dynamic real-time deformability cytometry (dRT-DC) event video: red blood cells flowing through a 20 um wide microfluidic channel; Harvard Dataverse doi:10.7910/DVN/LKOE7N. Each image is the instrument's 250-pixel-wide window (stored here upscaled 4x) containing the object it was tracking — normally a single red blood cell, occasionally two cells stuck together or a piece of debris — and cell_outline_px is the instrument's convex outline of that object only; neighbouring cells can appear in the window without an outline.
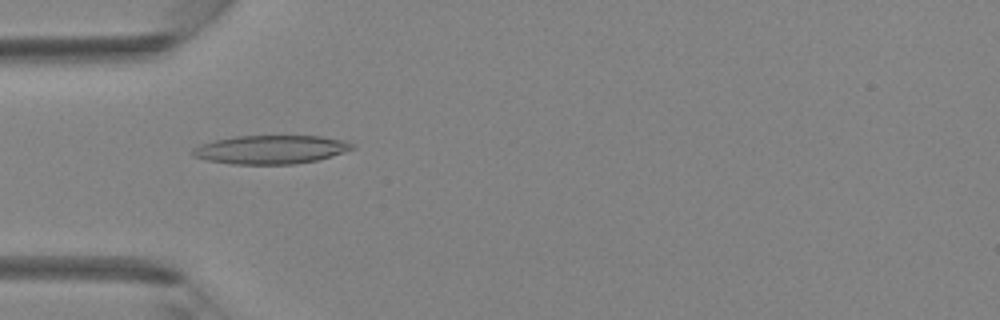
{"species": "Egyptian fruit bat (a non-hibernating species)", "species_latin": "Rousettus aegyptiacus", "temperature_condition": "room temperature", "stored_images_in_passage": 42, "camera_frame_rate_fps": 3000, "um_per_image_px": 0.085, "animal": {"sex": "female"}, "frame": {"image": 1, "passage_image": 13, "time_ms": 4.0, "image_size_px": [1000, 320], "cell_outline_px": [[356, 148], [344, 152], [316, 160], [292, 164], [232, 164], [208, 160], [192, 156], [192, 148], [200, 144], [216, 140], [236, 136], [320, 136], [344, 140], [352, 144]], "centroid_in_image_um": [23.0, 12.71], "position_along_channel_um": 62.0, "area_um2": 26.41}}
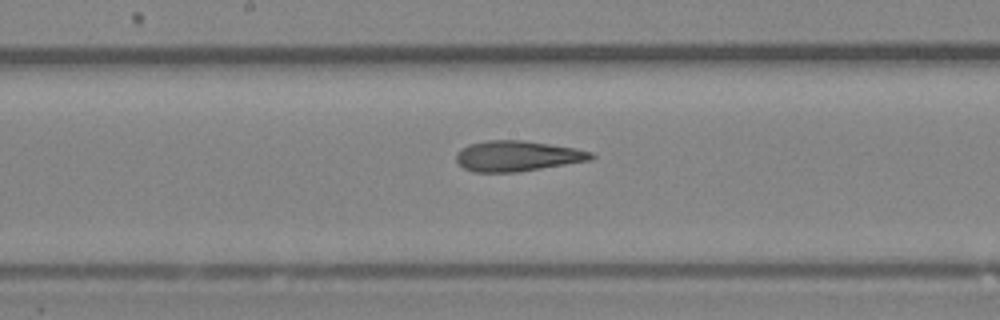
{"frame": {"image": 2, "passage_image": 22, "time_ms": 7.0, "image_size_px": [1000, 320], "cell_outline_px": [[596, 156], [592, 160], [516, 172], [472, 172], [464, 168], [456, 160], [456, 152], [468, 144], [488, 140], [524, 140], [576, 148], [592, 152]], "centroid_in_image_um": [43.97, 13.25], "position_along_channel_um": 204.2, "area_um2": 24.04}}
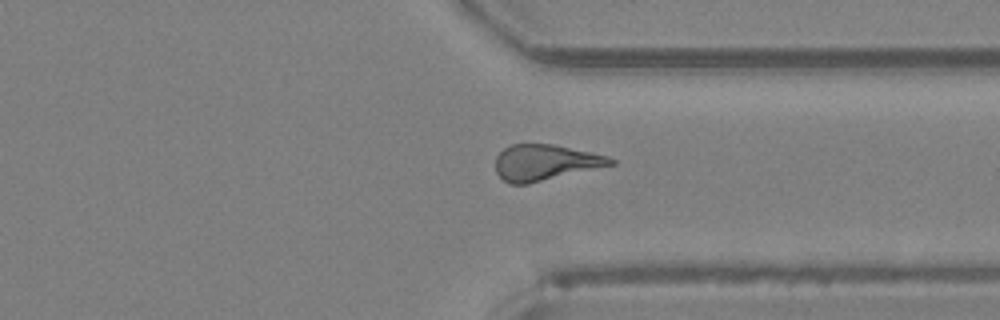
{"frame": {"image": 3, "passage_image": 32, "time_ms": 10.333, "image_size_px": [1000, 320], "cell_outline_px": [[616, 164], [528, 184], [508, 184], [496, 172], [496, 156], [504, 148], [512, 144], [552, 144], [608, 156], [616, 160]], "centroid_in_image_um": [46.34, 13.82], "position_along_channel_um": 365.1, "area_um2": 23.99}}